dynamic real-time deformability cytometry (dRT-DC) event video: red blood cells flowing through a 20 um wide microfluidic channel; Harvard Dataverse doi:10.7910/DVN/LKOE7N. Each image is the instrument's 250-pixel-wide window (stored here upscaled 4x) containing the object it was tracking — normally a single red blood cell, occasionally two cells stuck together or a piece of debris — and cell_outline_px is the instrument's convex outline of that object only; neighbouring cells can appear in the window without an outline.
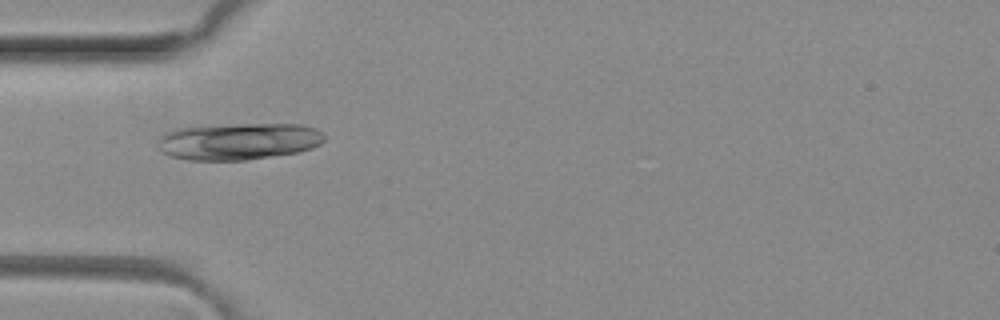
{"species": "common noctule bat (a hibernating species)", "species_latin": "Nyctalus noctula", "temperature_condition": "room temperature", "stored_images_in_passage": 3, "camera_frame_rate_fps": 3000, "um_per_image_px": 0.085, "animal": {"sex": "female", "body_mass_g": 29.2, "forearm_length_mm": 56.3}, "frame": {"image": 1, "passage_image": 2, "time_ms": 0.333, "image_size_px": [1000, 320], "cell_outline_px": [[324, 140], [320, 144], [312, 148], [300, 152], [244, 160], [188, 160], [172, 156], [160, 152], [156, 140], [164, 132], [176, 128], [204, 124], [300, 124], [316, 128], [324, 136]], "centroid_in_image_um": [20.21, 11.99], "position_along_channel_um": 64.8, "area_um2": 36.41}}
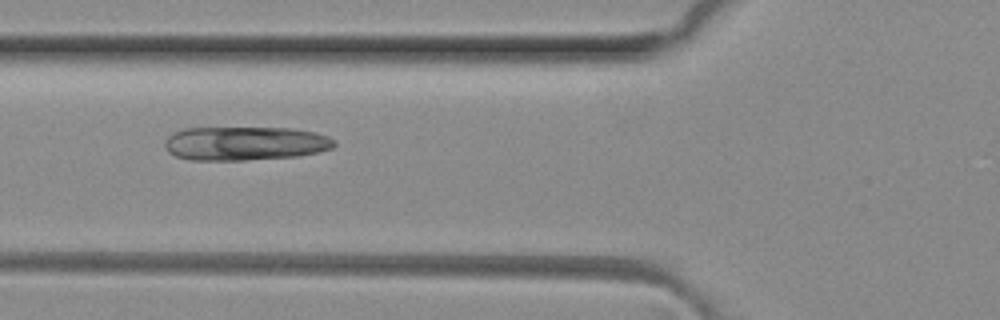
{"frame": {"image": 2, "passage_image": 3, "time_ms": 0.667, "image_size_px": [1000, 320], "cell_outline_px": [[336, 144], [332, 148], [320, 152], [300, 156], [244, 160], [192, 160], [176, 156], [168, 152], [164, 148], [164, 140], [172, 132], [184, 128], [292, 128], [316, 132], [328, 136], [336, 140]], "centroid_in_image_um": [20.83, 12.19], "position_along_channel_um": 105.0, "area_um2": 33.87}}